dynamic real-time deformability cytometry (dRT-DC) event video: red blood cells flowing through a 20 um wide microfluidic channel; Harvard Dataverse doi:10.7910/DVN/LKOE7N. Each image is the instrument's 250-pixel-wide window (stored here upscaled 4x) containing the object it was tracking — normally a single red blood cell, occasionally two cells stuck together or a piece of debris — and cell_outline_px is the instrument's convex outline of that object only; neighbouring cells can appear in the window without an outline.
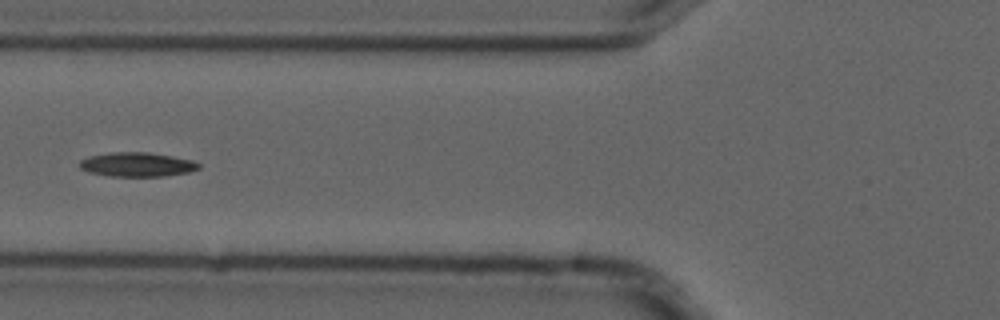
{"species": "common noctule bat (a hibernating species)", "species_latin": "Nyctalus noctula", "temperature_condition": "cold", "stored_images_in_passage": 14, "camera_frame_rate_fps": 3000, "um_per_image_px": 0.085, "animal": {"sex": "male", "forearm_length_mm": 52.5}, "frame": {"image": 1, "passage_image": 5, "time_ms": 1.333, "image_size_px": [1000, 320], "cell_outline_px": [[200, 168], [188, 172], [164, 176], [108, 176], [88, 172], [80, 168], [80, 160], [88, 156], [108, 152], [148, 152], [172, 156], [192, 160], [200, 164]], "centroid_in_image_um": [11.62, 13.98], "position_along_channel_um": 114.2, "area_um2": 16.88}}
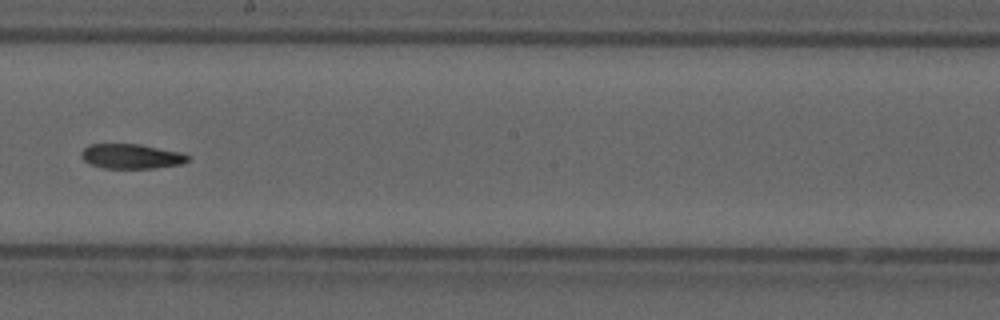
{"frame": {"image": 2, "passage_image": 8, "time_ms": 2.333, "image_size_px": [1000, 320], "cell_outline_px": [[188, 160], [184, 164], [156, 168], [104, 168], [88, 164], [80, 156], [80, 152], [88, 144], [140, 144], [184, 152], [188, 156]], "centroid_in_image_um": [11.17, 13.28], "position_along_channel_um": 237.0, "area_um2": 15.66}}
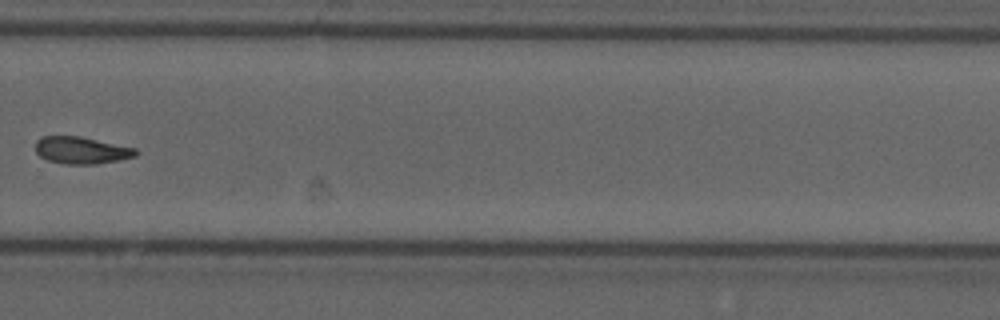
{"frame": {"image": 3, "passage_image": 10, "time_ms": 3.0, "image_size_px": [1000, 320], "cell_outline_px": [[140, 152], [136, 156], [120, 160], [96, 164], [64, 164], [48, 160], [40, 156], [36, 152], [36, 140], [40, 136], [80, 136], [136, 148]], "centroid_in_image_um": [6.94, 12.77], "position_along_channel_um": 322.9, "area_um2": 15.95}}